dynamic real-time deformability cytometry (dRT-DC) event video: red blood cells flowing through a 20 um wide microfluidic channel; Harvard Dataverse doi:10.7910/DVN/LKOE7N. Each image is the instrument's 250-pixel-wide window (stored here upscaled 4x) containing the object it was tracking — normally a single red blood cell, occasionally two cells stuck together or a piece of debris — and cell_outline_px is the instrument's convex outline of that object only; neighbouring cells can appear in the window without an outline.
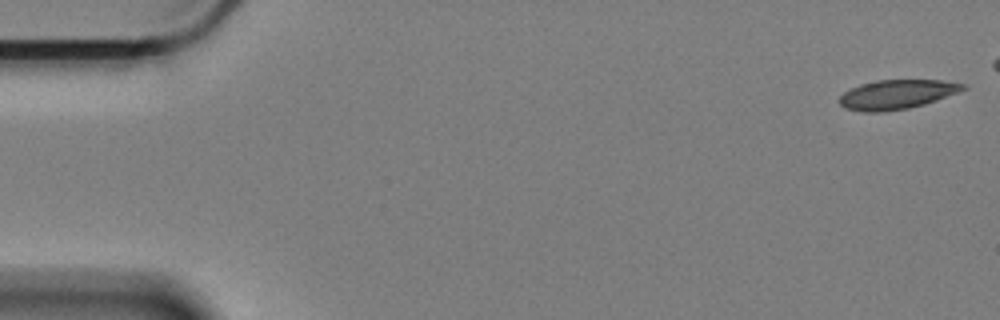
{"species": "Egyptian fruit bat (a non-hibernating species)", "species_latin": "Rousettus aegyptiacus", "temperature_condition": "cold", "stored_images_in_passage": 9, "camera_frame_rate_fps": 3000, "um_per_image_px": 0.085, "animal": {"sex": "female"}, "frame": {"image": 1, "passage_image": 1, "time_ms": 0.0, "image_size_px": [1000, 320], "cell_outline_px": [[968, 88], [936, 100], [924, 104], [908, 108], [884, 112], [864, 112], [844, 108], [840, 104], [840, 96], [844, 92], [860, 84], [876, 80], [940, 80], [964, 84]], "centroid_in_image_um": [76.2, 8.03], "position_along_channel_um": 8.8, "area_um2": 20.98}}